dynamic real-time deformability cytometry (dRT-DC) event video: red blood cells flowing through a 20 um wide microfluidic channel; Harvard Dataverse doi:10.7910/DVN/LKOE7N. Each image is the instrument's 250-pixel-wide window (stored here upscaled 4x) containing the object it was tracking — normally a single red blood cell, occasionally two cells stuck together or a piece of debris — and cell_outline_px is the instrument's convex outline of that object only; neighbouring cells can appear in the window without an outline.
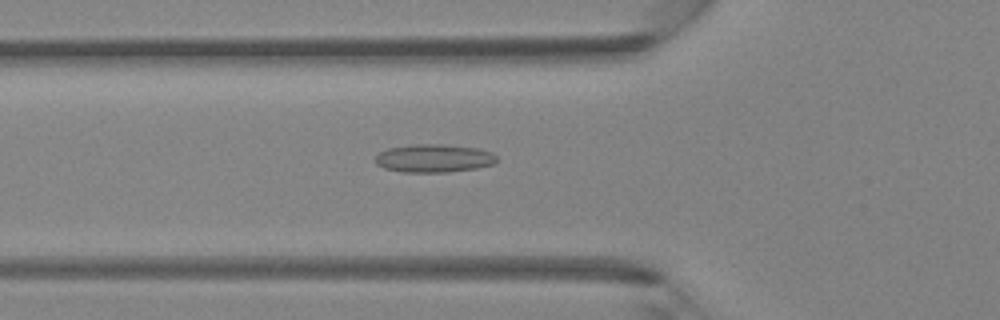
{"species": "Egyptian fruit bat (a non-hibernating species)", "species_latin": "Rousettus aegyptiacus", "temperature_condition": "room temperature", "stored_images_in_passage": 35, "camera_frame_rate_fps": 3000, "um_per_image_px": 0.085, "animal": {"sex": "female"}, "frame": {"image": 1, "passage_image": 7, "time_ms": 2.0, "image_size_px": [1000, 320], "cell_outline_px": [[496, 160], [492, 164], [476, 168], [448, 172], [400, 172], [384, 168], [376, 164], [376, 156], [380, 152], [388, 148], [416, 144], [440, 144], [480, 148], [492, 152], [496, 156]], "centroid_in_image_um": [36.88, 13.45], "position_along_channel_um": 88.9, "area_um2": 19.88}}
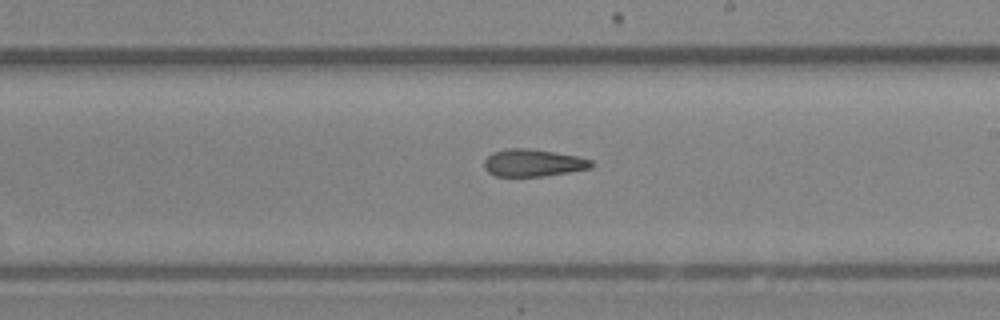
{"frame": {"image": 2, "passage_image": 17, "time_ms": 5.333, "image_size_px": [1000, 320], "cell_outline_px": [[596, 164], [592, 168], [544, 176], [496, 176], [488, 172], [484, 168], [484, 160], [492, 152], [512, 148], [528, 148], [580, 156], [592, 160]], "centroid_in_image_um": [45.35, 13.84], "position_along_channel_um": 243.6, "area_um2": 17.17}}
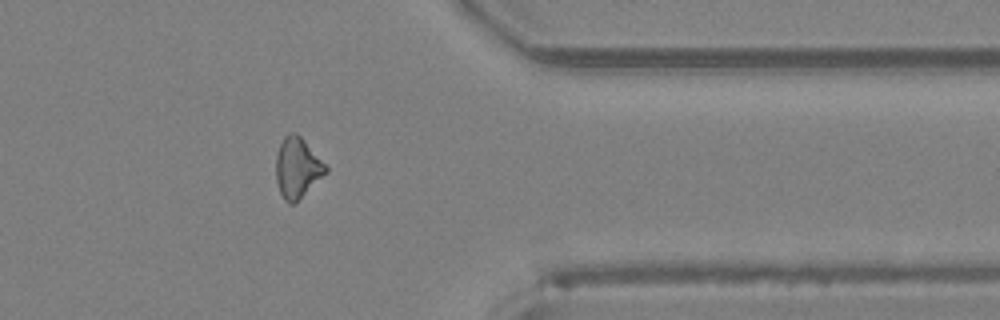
{"frame": {"image": 3, "passage_image": 27, "time_ms": 8.667, "image_size_px": [1000, 320], "cell_outline_px": [[328, 172], [292, 204], [288, 204], [284, 200], [280, 192], [276, 180], [276, 156], [280, 144], [284, 136], [288, 132], [292, 132], [300, 136], [328, 164]], "centroid_in_image_um": [25.29, 14.23], "position_along_channel_um": 386.1, "area_um2": 17.51}}